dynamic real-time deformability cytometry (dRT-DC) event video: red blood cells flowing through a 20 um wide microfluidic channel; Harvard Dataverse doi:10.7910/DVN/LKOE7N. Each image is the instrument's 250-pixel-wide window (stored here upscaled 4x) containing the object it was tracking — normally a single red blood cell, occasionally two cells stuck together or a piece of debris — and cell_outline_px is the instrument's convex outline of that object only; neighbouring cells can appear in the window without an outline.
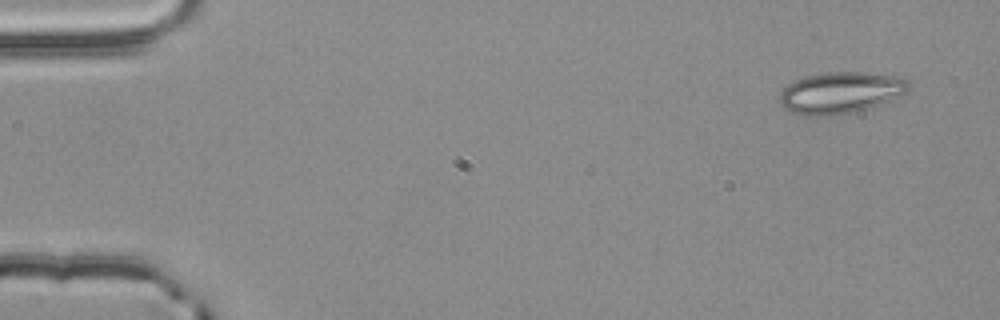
{"species": "common noctule bat (a hibernating species)", "species_latin": "Nyctalus noctula", "temperature_condition": "room temperature", "stored_images_in_passage": 3, "camera_frame_rate_fps": 3000, "um_per_image_px": 0.085, "animal": {"sex": "male", "body_mass_g": 20.4}, "frame": {"image": 1, "passage_image": 1, "time_ms": 0.0, "image_size_px": [1000, 320], "cell_outline_px": [[912, 84], [904, 92], [884, 104], [852, 112], [828, 116], [808, 116], [792, 112], [784, 108], [776, 100], [780, 92], [788, 84], [796, 80], [808, 76], [824, 72], [864, 72], [896, 76], [908, 80]], "centroid_in_image_um": [71.42, 7.88], "position_along_channel_um": 13.6, "area_um2": 31.33}}
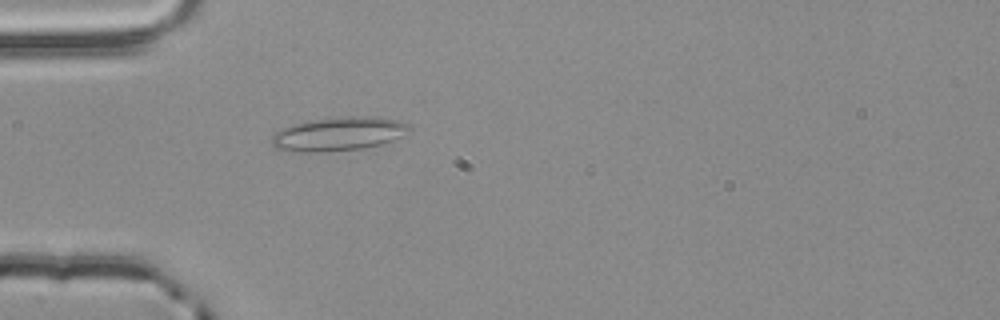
{"frame": {"image": 2, "passage_image": 3, "time_ms": 0.667, "image_size_px": [1000, 320], "cell_outline_px": [[412, 128], [400, 136], [392, 140], [380, 144], [360, 148], [324, 152], [300, 152], [276, 148], [272, 144], [272, 136], [276, 132], [292, 124], [312, 120], [348, 116], [380, 116], [412, 124]], "centroid_in_image_um": [28.81, 11.37], "position_along_channel_um": 56.2, "area_um2": 26.88}}